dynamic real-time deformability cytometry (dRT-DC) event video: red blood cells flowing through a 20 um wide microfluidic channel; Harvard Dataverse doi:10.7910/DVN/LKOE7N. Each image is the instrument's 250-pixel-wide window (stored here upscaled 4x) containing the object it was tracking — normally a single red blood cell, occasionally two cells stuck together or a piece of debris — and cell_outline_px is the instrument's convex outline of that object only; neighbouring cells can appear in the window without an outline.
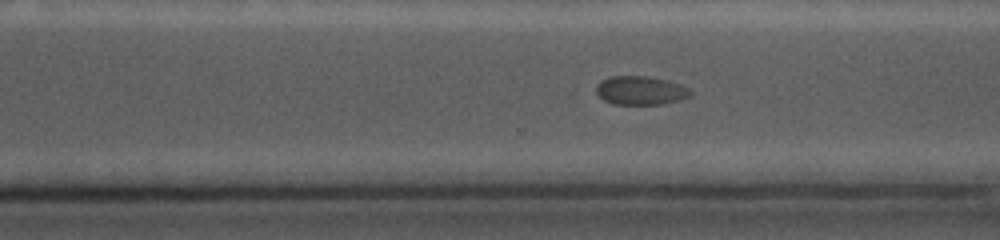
{"species": "common noctule bat (a hibernating species)", "species_latin": "Nyctalus noctula", "temperature_condition": "cold", "stored_images_in_passage": 50, "segment_of_instrument_passage": [1, 2], "camera_frame_rate_fps": 5000, "um_per_image_px": 0.085, "animal": {"sex": "female", "body_mass_g": 19.0, "forearm_length_mm": 56.7}, "frame": {"image": 1, "passage_image": 42, "time_ms": 17.0, "image_size_px": [1000, 240], "cell_outline_px": [[692, 92], [688, 96], [680, 100], [660, 104], [612, 104], [604, 100], [596, 92], [596, 84], [600, 80], [608, 76], [648, 76], [680, 84], [688, 88]], "centroid_in_image_um": [54.4, 7.68], "position_along_channel_um": 316.2, "area_um2": 15.72}}
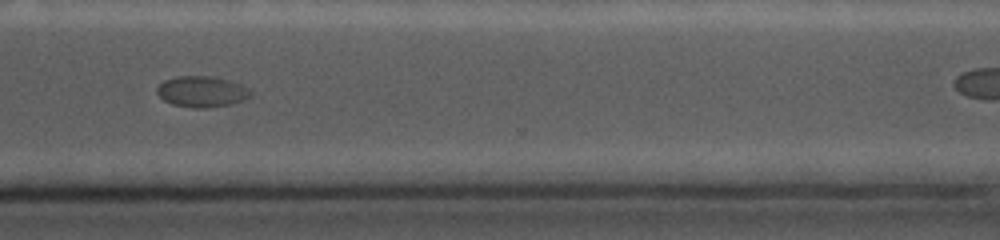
{"frame": {"image": 2, "passage_image": 44, "time_ms": 18.0, "image_size_px": [1000, 240], "cell_outline_px": [[252, 96], [228, 104], [208, 108], [192, 108], [172, 104], [164, 100], [156, 92], [156, 88], [164, 80], [172, 76], [212, 76], [228, 80], [240, 84], [248, 88], [252, 92]], "centroid_in_image_um": [17.12, 7.78], "position_along_channel_um": 353.5, "area_um2": 16.88}}
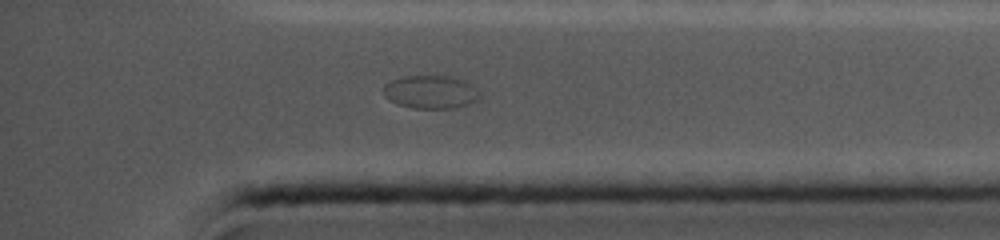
{"frame": {"image": 3, "passage_image": 47, "time_ms": 19.2, "image_size_px": [1000, 240], "cell_outline_px": [[480, 96], [476, 100], [468, 104], [452, 108], [412, 108], [396, 104], [388, 100], [384, 96], [384, 84], [392, 80], [404, 76], [452, 76], [464, 80]], "centroid_in_image_um": [36.53, 7.82], "position_along_channel_um": 398.7, "area_um2": 18.38}}